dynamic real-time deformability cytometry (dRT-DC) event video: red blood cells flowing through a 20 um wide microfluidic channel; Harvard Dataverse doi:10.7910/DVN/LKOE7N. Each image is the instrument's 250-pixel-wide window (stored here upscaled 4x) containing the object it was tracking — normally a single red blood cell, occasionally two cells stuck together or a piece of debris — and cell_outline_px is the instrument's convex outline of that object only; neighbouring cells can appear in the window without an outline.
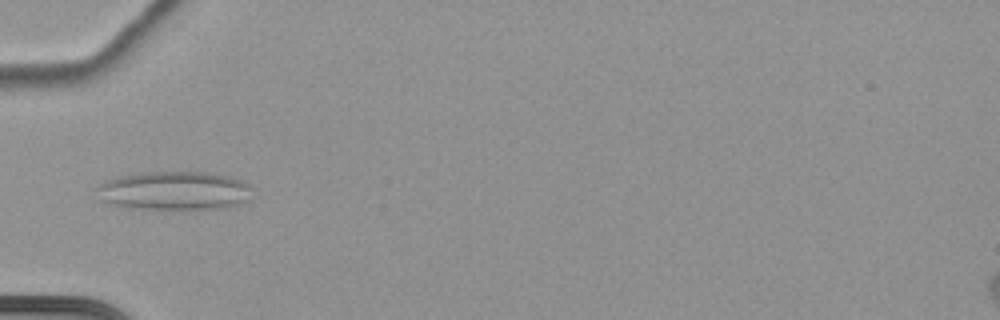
{"species": "common noctule bat (a hibernating species)", "species_latin": "Nyctalus noctula", "temperature_condition": "cold", "stored_images_in_passage": 40, "camera_frame_rate_fps": 3000, "um_per_image_px": 0.085, "animal": {"sex": "female", "body_mass_g": 22.7, "forearm_length_mm": 54.2}, "frame": {"image": 1, "passage_image": 1, "time_ms": 0.0, "image_size_px": [1000, 320], "cell_outline_px": [[248, 200], [228, 208], [128, 208], [112, 204], [100, 200], [96, 188], [100, 184], [116, 176], [140, 172], [208, 172], [228, 176], [244, 180], [248, 184]], "centroid_in_image_um": [14.78, 16.19], "position_along_channel_um": 70.2, "area_um2": 34.85}}
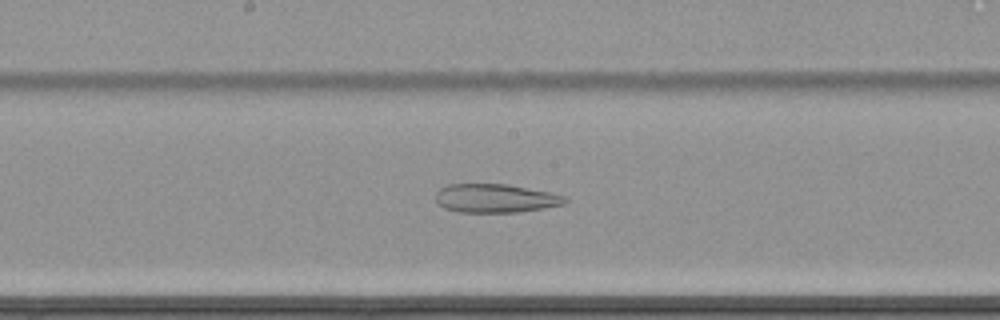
{"frame": {"image": 2, "passage_image": 13, "time_ms": 4.0, "image_size_px": [1000, 320], "cell_outline_px": [[568, 200], [564, 204], [544, 208], [520, 212], [460, 212], [444, 208], [436, 200], [436, 192], [444, 184], [508, 184], [548, 192], [564, 196]], "centroid_in_image_um": [42.09, 16.85], "position_along_channel_um": 206.1, "area_um2": 21.56}}
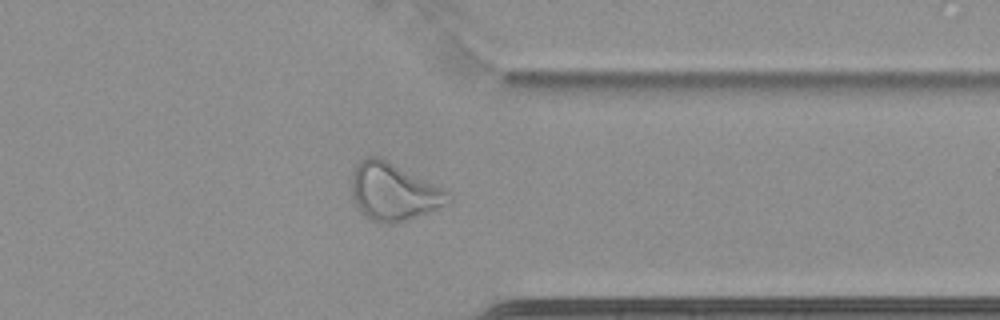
{"frame": {"image": 3, "passage_image": 28, "time_ms": 9.0, "image_size_px": [1000, 320], "cell_outline_px": [[452, 200], [448, 204], [408, 220], [392, 224], [384, 224], [372, 220], [360, 212], [352, 196], [352, 172], [356, 164], [364, 156], [380, 156], [388, 160], [448, 192], [452, 196]], "centroid_in_image_um": [33.42, 16.3], "position_along_channel_um": 378.0, "area_um2": 32.31}, "authors_computed_cell_mechanics": {"area_um2": 27.7729, "velocity_mm_per_s": 3.4733, "shape_relaxation_time_tau1_ms": null, "shape_relaxation_time_tau2_ms": 5.9556, "deformation_change_tau1": null, "deformation_change_tau2": 0.1455}}